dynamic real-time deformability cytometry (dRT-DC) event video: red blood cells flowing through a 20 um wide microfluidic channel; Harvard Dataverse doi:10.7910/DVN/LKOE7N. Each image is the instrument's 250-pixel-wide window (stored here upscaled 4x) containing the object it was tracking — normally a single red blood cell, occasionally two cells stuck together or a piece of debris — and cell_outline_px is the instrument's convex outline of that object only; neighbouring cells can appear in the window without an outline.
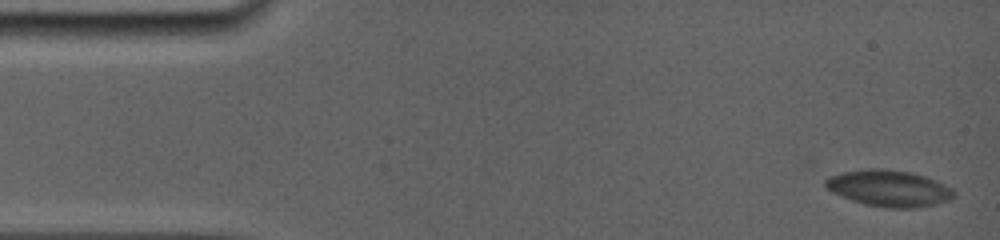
{"species": "common noctule bat (a hibernating species)", "species_latin": "Nyctalus noctula", "temperature_condition": "room temperature", "stored_images_in_passage": 11, "camera_frame_rate_fps": 5000, "um_per_image_px": 0.085, "animal": {"sex": "female", "body_mass_g": 19.0, "forearm_length_mm": 56.7}, "frame": {"image": 1, "passage_image": 1, "time_ms": 0.0, "image_size_px": [1000, 240], "cell_outline_px": [[956, 196], [948, 200], [936, 204], [916, 208], [888, 208], [864, 204], [852, 200], [832, 192], [824, 184], [824, 180], [832, 176], [844, 172], [868, 168], [880, 168], [908, 172], [924, 176], [944, 184], [952, 188], [956, 192]], "centroid_in_image_um": [75.59, 16.01], "position_along_channel_um": 9.4, "area_um2": 27.05}}